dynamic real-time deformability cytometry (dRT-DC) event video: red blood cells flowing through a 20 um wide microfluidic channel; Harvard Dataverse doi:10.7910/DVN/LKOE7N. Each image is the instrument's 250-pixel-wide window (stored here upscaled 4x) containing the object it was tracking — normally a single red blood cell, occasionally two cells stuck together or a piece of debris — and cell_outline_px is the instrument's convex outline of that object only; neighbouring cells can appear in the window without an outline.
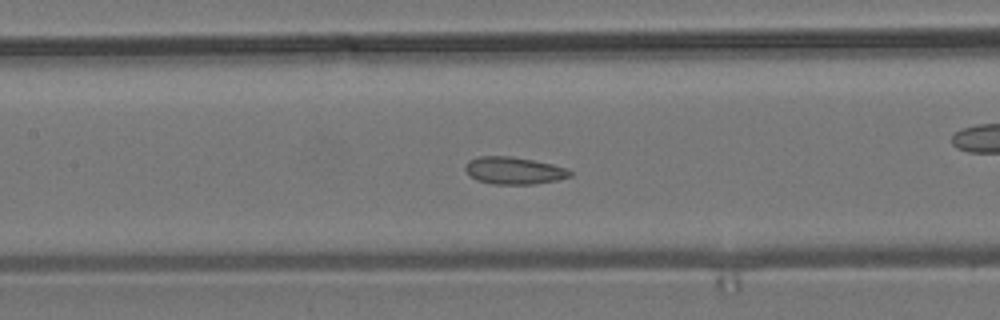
{"species": "common noctule bat (a hibernating species)", "species_latin": "Nyctalus noctula", "temperature_condition": "room temperature", "stored_images_in_passage": 56, "camera_frame_rate_fps": 3000, "um_per_image_px": 0.085, "animal": {"sex": "male", "body_mass_g": 19.2, "forearm_length_mm": 51.8}, "frame": {"image": 1, "passage_image": 25, "time_ms": 8.0, "image_size_px": [1000, 320], "cell_outline_px": [[572, 176], [556, 180], [532, 184], [492, 184], [476, 180], [464, 168], [468, 160], [480, 156], [512, 156], [552, 164], [568, 168], [572, 172]], "centroid_in_image_um": [43.69, 14.49], "position_along_channel_um": 163.7, "area_um2": 16.59}}
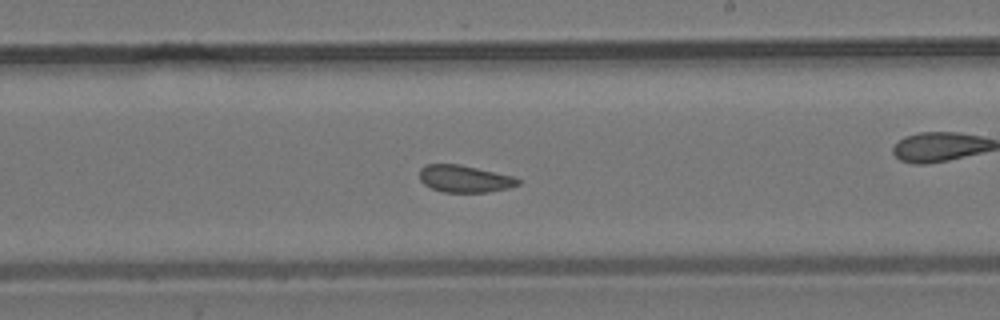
{"frame": {"image": 2, "passage_image": 32, "time_ms": 10.333, "image_size_px": [1000, 320], "cell_outline_px": [[520, 184], [508, 188], [488, 192], [444, 192], [432, 188], [424, 184], [420, 180], [420, 168], [424, 164], [460, 164], [512, 176], [520, 180]], "centroid_in_image_um": [39.47, 15.19], "position_along_channel_um": 249.5, "area_um2": 15.49}, "authors_computed_cell_mechanics": {"area_um2": 16.9354, "velocity_mm_per_s": 3.6949, "shape_relaxation_time_tau1_ms": null, "shape_relaxation_time_tau2_ms": 2.3522, "deformation_change_tau1": null, "deformation_change_tau2": 0.0692}}